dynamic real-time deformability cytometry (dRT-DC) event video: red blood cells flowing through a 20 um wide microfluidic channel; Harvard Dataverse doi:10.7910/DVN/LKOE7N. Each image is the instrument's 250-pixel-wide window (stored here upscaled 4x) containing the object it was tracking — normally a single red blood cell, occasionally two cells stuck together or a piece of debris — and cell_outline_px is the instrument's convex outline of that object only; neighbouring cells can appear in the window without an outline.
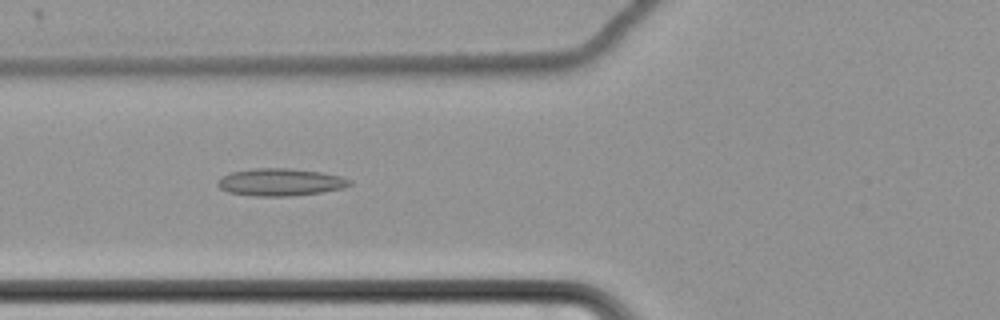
{"species": "common noctule bat (a hibernating species)", "species_latin": "Nyctalus noctula", "temperature_condition": "cold", "stored_images_in_passage": 64, "camera_frame_rate_fps": 3000, "um_per_image_px": 0.085, "animal": {"sex": "female", "body_mass_g": 22.7, "forearm_length_mm": 54.2}, "frame": {"image": 1, "passage_image": 28, "time_ms": 9.0, "image_size_px": [1000, 320], "cell_outline_px": [[352, 184], [344, 188], [320, 192], [292, 196], [256, 196], [228, 192], [220, 188], [216, 184], [220, 176], [232, 172], [252, 168], [288, 168], [320, 172], [340, 176], [352, 180]], "centroid_in_image_um": [23.82, 15.48], "position_along_channel_um": 102.0, "area_um2": 21.1}}
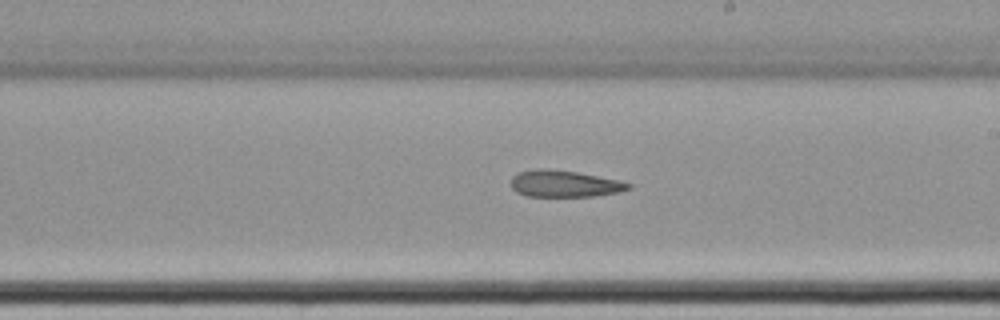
{"frame": {"image": 2, "passage_image": 40, "time_ms": 13.0, "image_size_px": [1000, 320], "cell_outline_px": [[632, 188], [620, 192], [592, 196], [528, 196], [516, 192], [512, 188], [512, 176], [520, 172], [536, 168], [544, 168], [576, 172], [620, 180], [632, 184]], "centroid_in_image_um": [48.0, 15.61], "position_along_channel_um": 241.0, "area_um2": 18.21}}
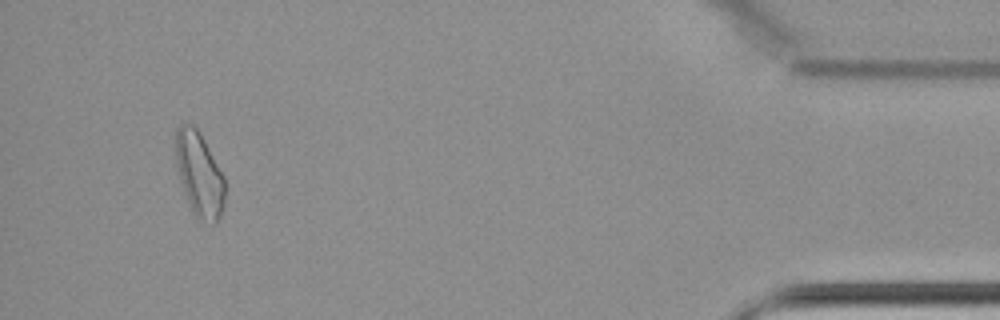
{"frame": {"image": 3, "passage_image": 61, "time_ms": 20.0, "image_size_px": [1000, 320], "cell_outline_px": [[224, 208], [216, 224], [212, 224], [196, 220], [192, 212], [180, 180], [176, 160], [176, 128], [184, 120], [192, 124], [200, 132], [224, 176]], "centroid_in_image_um": [16.95, 14.83], "position_along_channel_um": 418.3, "area_um2": 24.45}}